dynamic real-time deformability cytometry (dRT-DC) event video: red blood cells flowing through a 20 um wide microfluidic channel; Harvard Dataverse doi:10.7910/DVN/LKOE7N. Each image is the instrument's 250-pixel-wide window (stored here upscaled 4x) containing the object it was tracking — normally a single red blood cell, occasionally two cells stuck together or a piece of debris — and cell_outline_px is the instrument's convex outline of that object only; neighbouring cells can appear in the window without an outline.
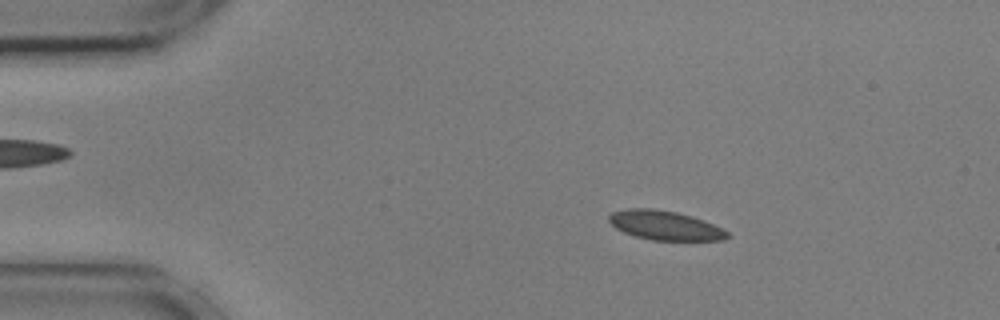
{"species": "common noctule bat (a hibernating species)", "species_latin": "Nyctalus noctula", "temperature_condition": "cold", "stored_images_in_passage": 55, "camera_frame_rate_fps": 3000, "um_per_image_px": 0.085, "animal": {"sex": "male", "body_mass_g": 17.9, "forearm_length_mm": 54.2}, "frame": {"image": 1, "passage_image": 9, "time_ms": 2.667, "image_size_px": [1000, 320], "cell_outline_px": [[728, 236], [724, 240], [652, 240], [636, 236], [624, 232], [616, 228], [608, 220], [608, 216], [612, 212], [628, 208], [652, 208], [676, 212], [692, 216], [704, 220], [728, 232]], "centroid_in_image_um": [56.49, 19.15], "position_along_channel_um": 28.5, "area_um2": 20.0}}
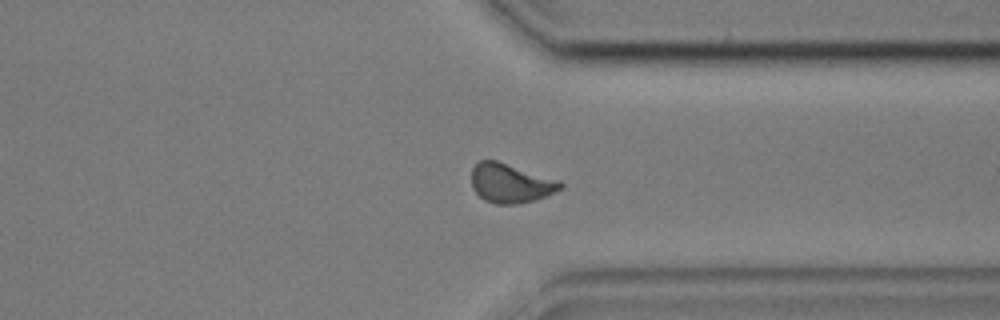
{"frame": {"image": 2, "passage_image": 42, "time_ms": 13.667, "image_size_px": [1000, 320], "cell_outline_px": [[564, 188], [536, 200], [516, 204], [496, 204], [484, 200], [472, 188], [472, 168], [480, 160], [496, 160], [560, 180], [564, 184]], "centroid_in_image_um": [43.42, 15.58], "position_along_channel_um": 368.0, "area_um2": 20.4}}
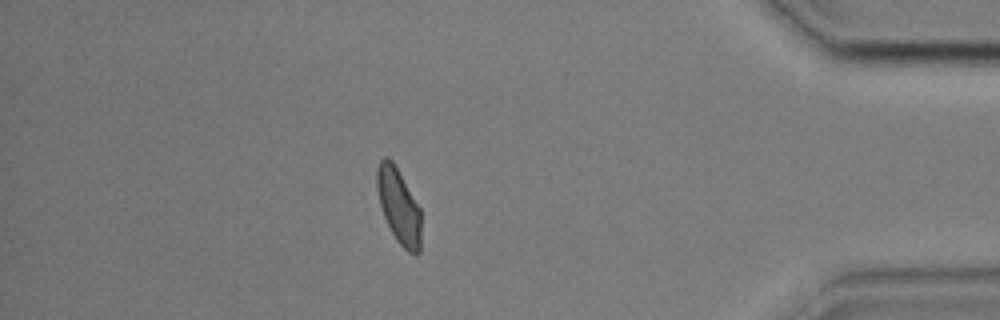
{"frame": {"image": 3, "passage_image": 48, "time_ms": 15.667, "image_size_px": [1000, 320], "cell_outline_px": [[420, 252], [416, 256], [408, 252], [396, 240], [384, 216], [380, 204], [376, 188], [376, 168], [380, 160], [384, 156], [388, 156], [392, 160], [420, 208]], "centroid_in_image_um": [33.88, 17.5], "position_along_channel_um": 401.3, "area_um2": 19.25}, "authors_computed_cell_mechanics": {"area_um2": 19.9988, "velocity_mm_per_s": 3.5933, "shape_relaxation_time_tau1_ms": 7.8833, "shape_relaxation_time_tau2_ms": 2.2186, "deformation_change_tau1": 0.1318, "deformation_change_tau2": 0.0432}}